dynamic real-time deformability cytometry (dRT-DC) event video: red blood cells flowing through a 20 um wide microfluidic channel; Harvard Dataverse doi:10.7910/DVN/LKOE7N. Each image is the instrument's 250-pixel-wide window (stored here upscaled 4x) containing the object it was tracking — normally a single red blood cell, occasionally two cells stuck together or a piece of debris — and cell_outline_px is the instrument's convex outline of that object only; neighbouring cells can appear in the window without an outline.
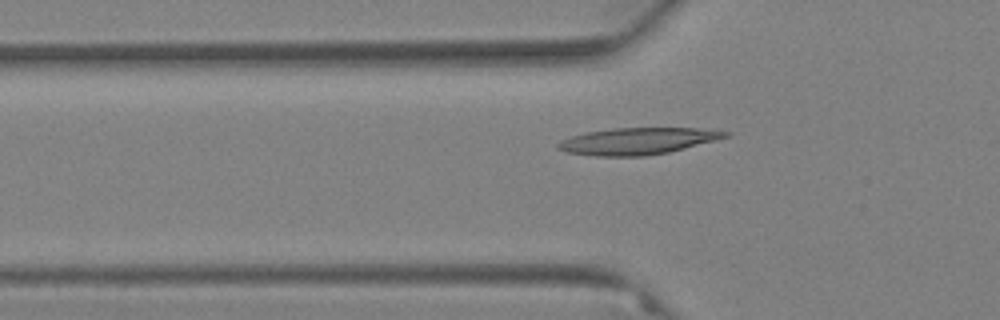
{"species": "Egyptian fruit bat (a non-hibernating species)", "species_latin": "Rousettus aegyptiacus", "temperature_condition": "warm", "stored_images_in_passage": 60, "camera_frame_rate_fps": 3000, "um_per_image_px": 0.085, "animal": {"sex": "female"}, "frame": {"image": 1, "passage_image": 21, "time_ms": 6.667, "image_size_px": [1000, 320], "cell_outline_px": [[732, 132], [728, 136], [668, 152], [644, 156], [596, 156], [568, 152], [556, 148], [556, 144], [560, 140], [584, 132], [612, 128], [696, 128]], "centroid_in_image_um": [54.12, 11.98], "position_along_channel_um": 71.7, "area_um2": 25.78}}
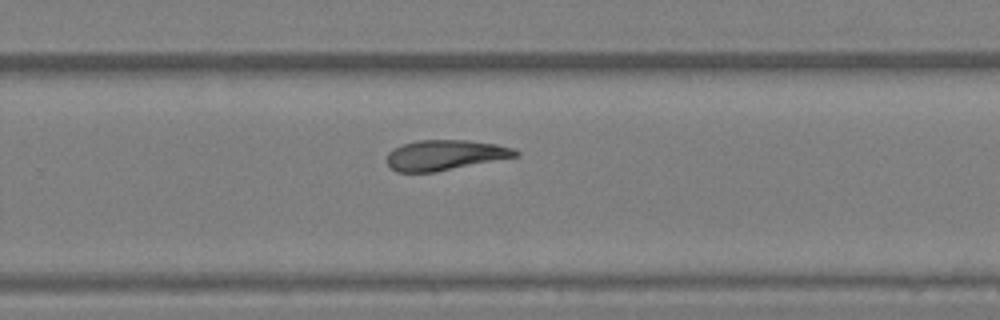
{"frame": {"image": 2, "passage_image": 40, "time_ms": 13.0, "image_size_px": [1000, 320], "cell_outline_px": [[520, 156], [436, 172], [396, 172], [388, 164], [388, 152], [392, 148], [400, 144], [416, 140], [468, 140], [496, 144], [512, 148], [520, 152]], "centroid_in_image_um": [37.83, 13.18], "position_along_channel_um": 292.0, "area_um2": 22.89}}
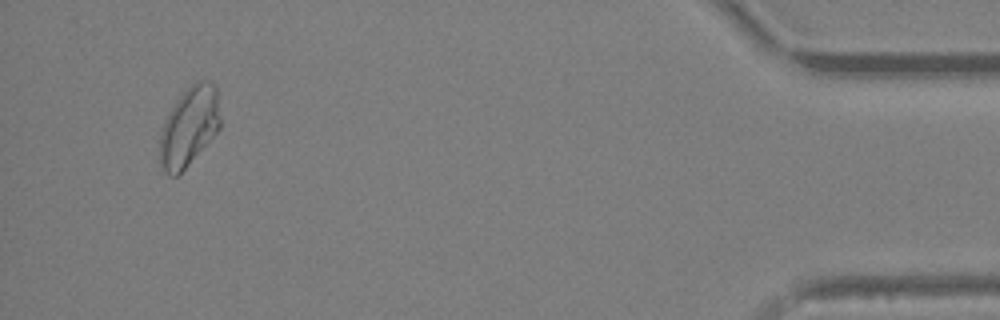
{"frame": {"image": 3, "passage_image": 57, "time_ms": 18.667, "image_size_px": [1000, 320], "cell_outline_px": [[220, 128], [188, 164], [176, 176], [168, 176], [164, 172], [160, 164], [160, 132], [164, 120], [168, 112], [176, 100], [196, 80], [208, 80], [216, 84], [220, 116]], "centroid_in_image_um": [16.07, 10.73], "position_along_channel_um": 419.1, "area_um2": 27.86}, "authors_computed_cell_mechanics": {"area_um2": 24.6806, "velocity_mm_per_s": 3.4902, "shape_relaxation_time_tau1_ms": null, "shape_relaxation_time_tau2_ms": 4.0293, "deformation_change_tau1": null, "deformation_change_tau2": 0.1076}}